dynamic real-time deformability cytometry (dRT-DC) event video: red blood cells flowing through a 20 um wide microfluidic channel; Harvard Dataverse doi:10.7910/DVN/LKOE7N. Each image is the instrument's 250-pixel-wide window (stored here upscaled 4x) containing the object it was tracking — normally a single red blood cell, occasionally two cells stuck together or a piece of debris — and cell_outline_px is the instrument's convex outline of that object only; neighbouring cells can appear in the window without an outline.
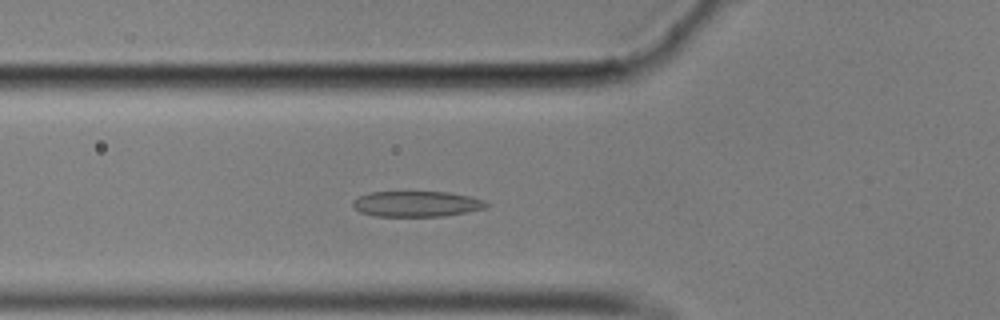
{"species": "common noctule bat (a hibernating species)", "species_latin": "Nyctalus noctula", "temperature_condition": "cold", "stored_images_in_passage": 56, "camera_frame_rate_fps": 3000, "um_per_image_px": 0.085, "animal": {"sex": "male", "body_mass_g": 17.9}, "frame": {"image": 1, "passage_image": 19, "time_ms": 6.0, "image_size_px": [1000, 320], "cell_outline_px": [[492, 204], [484, 208], [444, 216], [372, 216], [360, 212], [352, 204], [352, 200], [368, 192], [448, 192], [468, 196], [484, 200]], "centroid_in_image_um": [35.39, 17.33], "position_along_channel_um": 90.4, "area_um2": 19.88}}
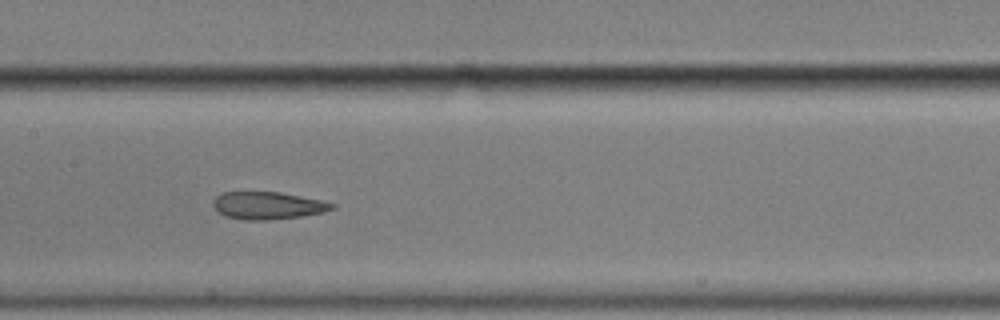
{"frame": {"image": 2, "passage_image": 27, "time_ms": 8.667, "image_size_px": [1000, 320], "cell_outline_px": [[336, 208], [324, 212], [300, 216], [268, 220], [244, 220], [224, 216], [212, 204], [212, 200], [216, 196], [224, 192], [280, 192], [320, 200], [336, 204]], "centroid_in_image_um": [22.76, 17.47], "position_along_channel_um": 184.6, "area_um2": 18.96}}
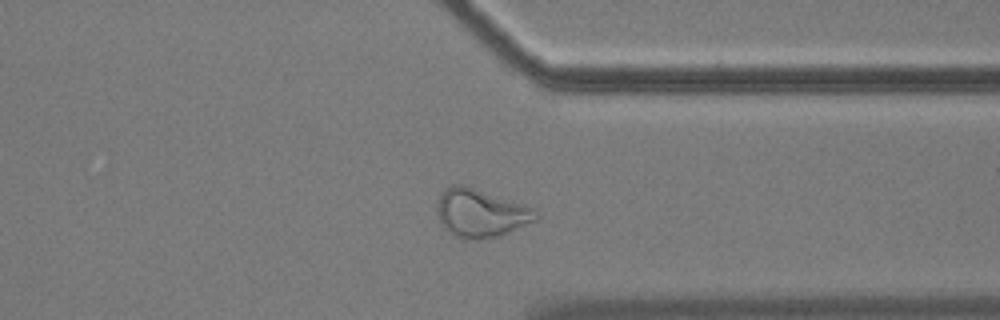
{"frame": {"image": 3, "passage_image": 43, "time_ms": 14.0, "image_size_px": [1000, 320], "cell_outline_px": [[540, 216], [536, 220], [500, 236], [488, 240], [464, 240], [452, 236], [440, 224], [436, 212], [436, 208], [440, 192], [444, 188], [452, 184], [464, 184], [536, 208], [540, 212]], "centroid_in_image_um": [40.84, 18.13], "position_along_channel_um": 370.6, "area_um2": 28.73}, "authors_computed_cell_mechanics": {"area_um2": 21.7039, "velocity_mm_per_s": 3.5092, "shape_relaxation_time_tau1_ms": null, "shape_relaxation_time_tau2_ms": 2.9607, "deformation_change_tau1": null, "deformation_change_tau2": 0.1166}}